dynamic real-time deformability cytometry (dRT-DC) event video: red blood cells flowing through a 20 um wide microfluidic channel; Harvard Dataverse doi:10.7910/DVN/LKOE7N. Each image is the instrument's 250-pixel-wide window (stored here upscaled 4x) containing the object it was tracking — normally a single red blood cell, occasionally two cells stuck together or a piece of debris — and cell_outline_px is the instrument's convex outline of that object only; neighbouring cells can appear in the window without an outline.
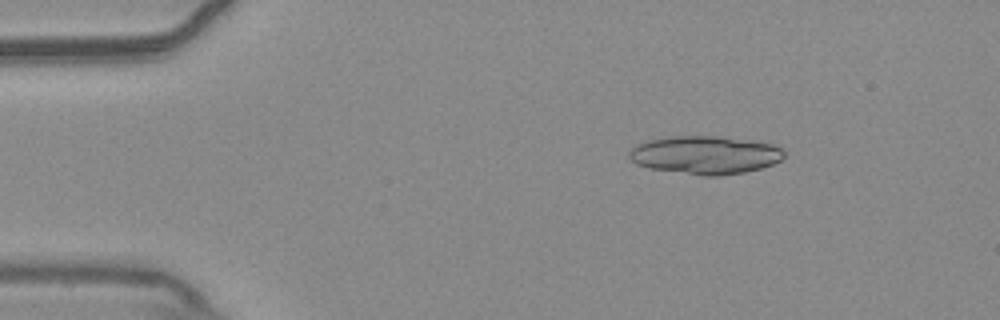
{"species": "common noctule bat (a hibernating species)", "species_latin": "Nyctalus noctula", "temperature_condition": "warm", "stored_images_in_passage": 10, "camera_frame_rate_fps": 3000, "um_per_image_px": 0.085, "animal": {"sex": "male", "body_mass_g": 20.4}, "frame": {"image": 1, "passage_image": 2, "time_ms": 0.333, "image_size_px": [1000, 320], "cell_outline_px": [[784, 156], [780, 160], [772, 164], [760, 168], [744, 172], [720, 176], [704, 176], [648, 168], [636, 164], [628, 156], [628, 152], [636, 144], [648, 140], [672, 136], [716, 136], [752, 140], [772, 144], [784, 148]], "centroid_in_image_um": [59.93, 13.17], "position_along_channel_um": 25.1, "area_um2": 34.62}}